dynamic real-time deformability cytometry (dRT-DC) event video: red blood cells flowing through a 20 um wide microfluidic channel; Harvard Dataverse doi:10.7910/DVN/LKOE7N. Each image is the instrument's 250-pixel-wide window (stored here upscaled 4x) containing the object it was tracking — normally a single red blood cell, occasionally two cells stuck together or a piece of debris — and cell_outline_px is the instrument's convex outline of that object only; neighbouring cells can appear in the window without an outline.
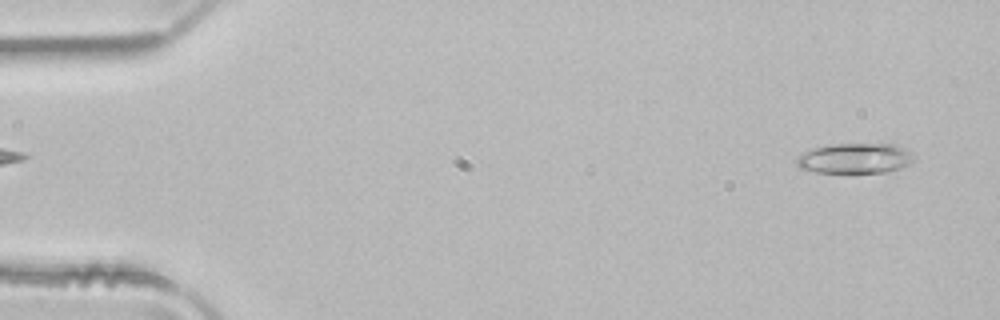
{"species": "common noctule bat (a hibernating species)", "species_latin": "Nyctalus noctula", "temperature_condition": "room temperature", "stored_images_in_passage": 3, "camera_frame_rate_fps": 3000, "um_per_image_px": 0.085, "animal": {"sex": "male", "body_mass_g": 21.5, "forearm_length_mm": 52.0}, "frame": {"image": 1, "passage_image": 3, "time_ms": 0.667, "image_size_px": [1000, 320], "cell_outline_px": [[916, 156], [908, 164], [900, 168], [884, 172], [816, 172], [800, 168], [796, 164], [796, 156], [812, 148], [828, 144], [896, 144], [912, 152]], "centroid_in_image_um": [72.66, 13.44], "position_along_channel_um": 12.3, "area_um2": 20.69}}